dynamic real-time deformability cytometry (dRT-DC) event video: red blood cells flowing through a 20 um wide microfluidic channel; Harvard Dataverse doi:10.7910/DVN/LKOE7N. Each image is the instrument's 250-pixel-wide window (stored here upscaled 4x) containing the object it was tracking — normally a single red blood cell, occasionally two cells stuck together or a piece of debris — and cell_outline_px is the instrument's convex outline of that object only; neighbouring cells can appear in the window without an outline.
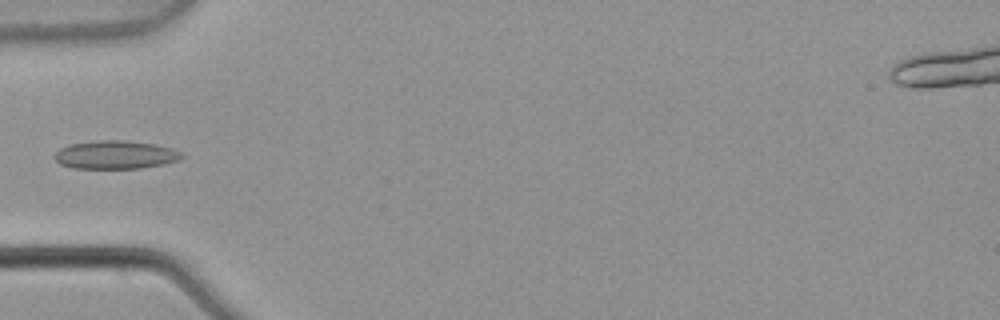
{"species": "common noctule bat (a hibernating species)", "species_latin": "Nyctalus noctula", "temperature_condition": "warm", "stored_images_in_passage": 4, "camera_frame_rate_fps": 3000, "um_per_image_px": 0.085, "animal": {"sex": "male", "body_mass_g": 21.5, "forearm_length_mm": 52.0}, "frame": {"image": 1, "passage_image": 4, "time_ms": 1.0, "image_size_px": [1000, 320], "cell_outline_px": [[184, 156], [180, 160], [164, 164], [140, 168], [72, 168], [60, 164], [52, 156], [60, 148], [72, 144], [100, 140], [128, 140], [156, 144], [172, 148], [180, 152]], "centroid_in_image_um": [9.83, 13.15], "position_along_channel_um": 75.2, "area_um2": 21.04}}